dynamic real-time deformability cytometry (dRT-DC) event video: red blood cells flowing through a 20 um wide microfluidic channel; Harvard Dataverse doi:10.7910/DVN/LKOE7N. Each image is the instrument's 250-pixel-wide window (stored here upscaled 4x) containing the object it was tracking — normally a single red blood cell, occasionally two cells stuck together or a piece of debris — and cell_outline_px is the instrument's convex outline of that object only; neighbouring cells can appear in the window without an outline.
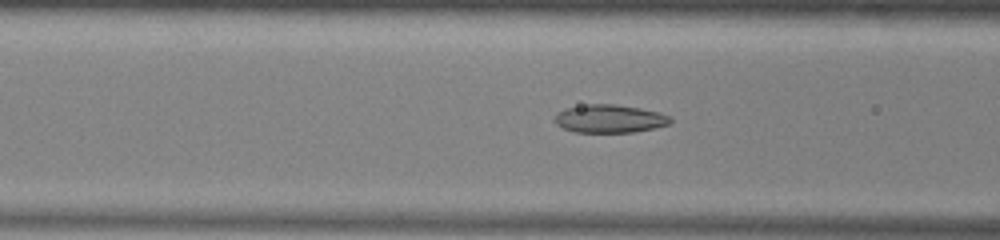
{"species": "common noctule bat (a hibernating species)", "species_latin": "Nyctalus noctula", "temperature_condition": "warm", "stored_images_in_passage": 53, "camera_frame_rate_fps": 3000, "um_per_image_px": 0.085, "animal": {"sex": "male", "body_mass_g": 13.0, "forearm_length_mm": 53.1}, "frame": {"image": 1, "passage_image": 20, "time_ms": 6.333, "image_size_px": [1000, 240], "cell_outline_px": [[672, 120], [668, 124], [656, 128], [632, 132], [572, 132], [556, 124], [552, 120], [556, 112], [564, 108], [588, 104], [616, 104], [656, 112], [668, 116]], "centroid_in_image_um": [51.72, 10.09], "position_along_channel_um": 114.9, "area_um2": 18.9}}
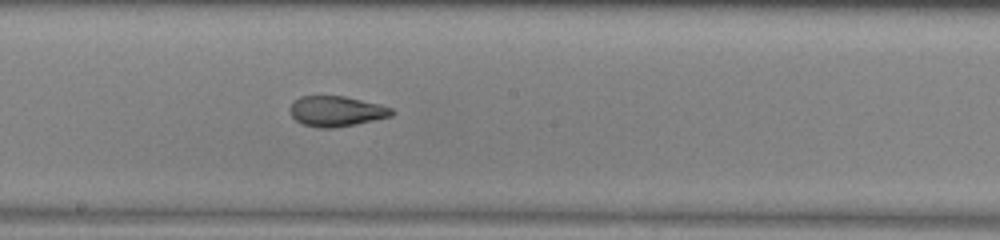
{"frame": {"image": 2, "passage_image": 28, "time_ms": 9.0, "image_size_px": [1000, 240], "cell_outline_px": [[396, 112], [392, 116], [356, 124], [332, 128], [320, 128], [304, 124], [296, 120], [292, 116], [288, 108], [300, 96], [344, 96], [380, 104], [392, 108]], "centroid_in_image_um": [28.61, 9.45], "position_along_channel_um": 219.6, "area_um2": 17.98}}
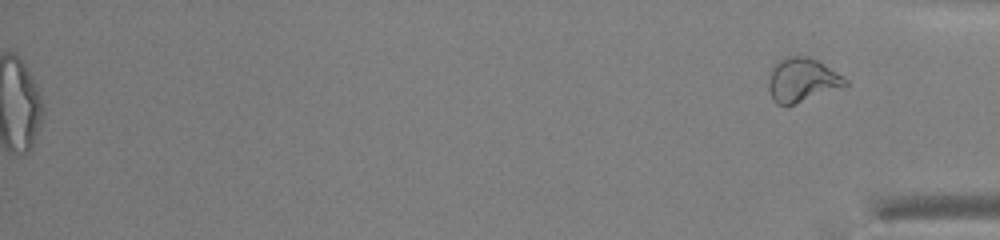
{"frame": {"image": 3, "passage_image": 53, "time_ms": 17.333, "image_size_px": [1000, 240], "cell_outline_px": [[848, 84], [784, 108], [776, 104], [772, 100], [768, 88], [768, 80], [772, 64], [788, 56], [804, 56], [820, 60], [844, 76], [848, 80]], "centroid_in_image_um": [68.13, 6.8], "position_along_channel_um": 367.1, "area_um2": 19.94}, "authors_computed_cell_mechanics": {"area_um2": 20.7502, "velocity_mm_per_s": 3.9329, "shape_relaxation_time_tau1_ms": 8.4412, "shape_relaxation_time_tau2_ms": 1.2677, "deformation_change_tau1": 0.2335, "deformation_change_tau2": 0.069}}